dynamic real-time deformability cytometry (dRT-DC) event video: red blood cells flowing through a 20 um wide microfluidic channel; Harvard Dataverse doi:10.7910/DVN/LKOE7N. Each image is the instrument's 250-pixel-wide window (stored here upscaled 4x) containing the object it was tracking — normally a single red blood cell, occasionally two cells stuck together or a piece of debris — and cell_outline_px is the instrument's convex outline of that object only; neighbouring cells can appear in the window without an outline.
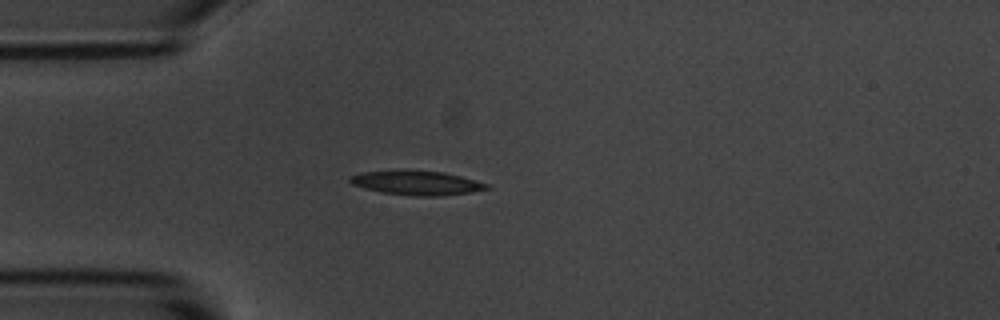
{"species": "common noctule bat (a hibernating species)", "species_latin": "Nyctalus noctula", "temperature_condition": "room temperature", "stored_images_in_passage": 2, "camera_frame_rate_fps": 3000, "um_per_image_px": 0.085, "animal": {"sex": "male", "body_mass_g": 20.1, "forearm_length_mm": 53.5}, "frame": {"image": 1, "passage_image": 2, "time_ms": 1.0, "image_size_px": [1000, 320], "cell_outline_px": [[492, 188], [468, 192], [440, 196], [416, 196], [380, 192], [352, 184], [348, 180], [348, 176], [364, 172], [404, 168], [408, 168], [444, 172], [460, 176], [488, 184]], "centroid_in_image_um": [35.37, 15.51], "position_along_channel_um": 49.6, "area_um2": 19.71}}